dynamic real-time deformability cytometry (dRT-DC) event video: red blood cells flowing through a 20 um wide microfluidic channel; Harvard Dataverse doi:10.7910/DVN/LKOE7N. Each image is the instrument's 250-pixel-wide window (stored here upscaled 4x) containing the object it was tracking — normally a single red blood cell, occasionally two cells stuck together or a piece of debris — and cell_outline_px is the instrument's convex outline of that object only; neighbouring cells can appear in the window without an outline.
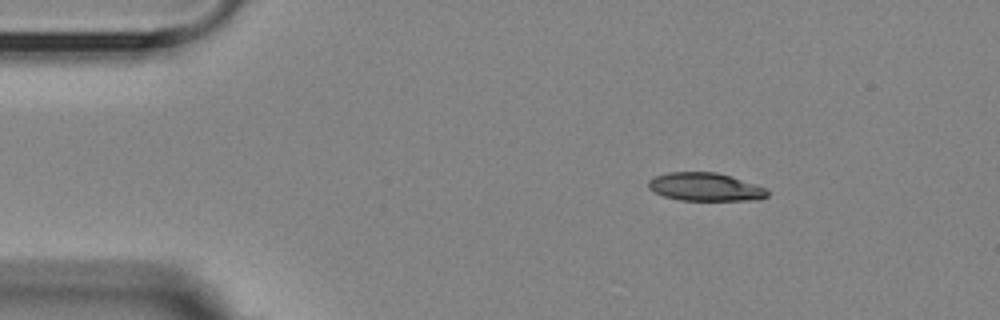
{"species": "Egyptian fruit bat (a non-hibernating species)", "species_latin": "Rousettus aegyptiacus", "temperature_condition": "room temperature", "stored_images_in_passage": 4, "camera_frame_rate_fps": 3000, "um_per_image_px": 0.085, "animal": {"sex": "female"}, "frame": {"image": 1, "passage_image": 2, "time_ms": 1.333, "image_size_px": [1000, 320], "cell_outline_px": [[768, 196], [760, 200], [680, 200], [664, 196], [648, 188], [648, 180], [656, 176], [668, 172], [716, 172], [768, 188]], "centroid_in_image_um": [59.97, 15.89], "position_along_channel_um": 25.0, "area_um2": 19.48}}
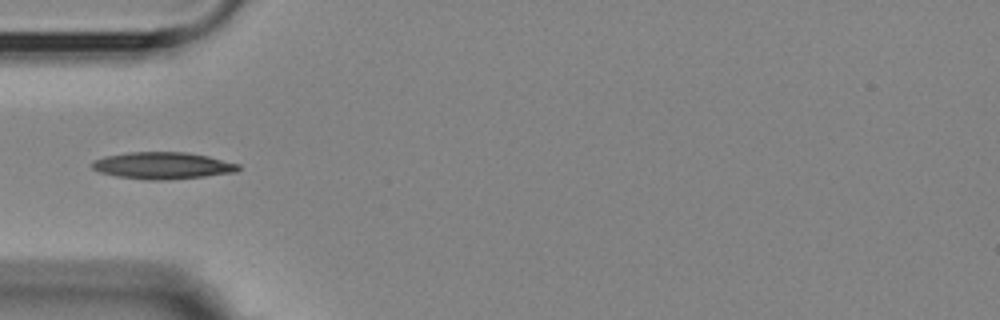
{"frame": {"image": 2, "passage_image": 4, "time_ms": 4.333, "image_size_px": [1000, 320], "cell_outline_px": [[240, 168], [236, 172], [204, 176], [168, 180], [148, 180], [116, 176], [100, 172], [92, 168], [88, 164], [92, 160], [104, 156], [128, 152], [188, 152], [208, 156], [240, 164]], "centroid_in_image_um": [13.78, 14.07], "position_along_channel_um": 71.2, "area_um2": 23.12}}